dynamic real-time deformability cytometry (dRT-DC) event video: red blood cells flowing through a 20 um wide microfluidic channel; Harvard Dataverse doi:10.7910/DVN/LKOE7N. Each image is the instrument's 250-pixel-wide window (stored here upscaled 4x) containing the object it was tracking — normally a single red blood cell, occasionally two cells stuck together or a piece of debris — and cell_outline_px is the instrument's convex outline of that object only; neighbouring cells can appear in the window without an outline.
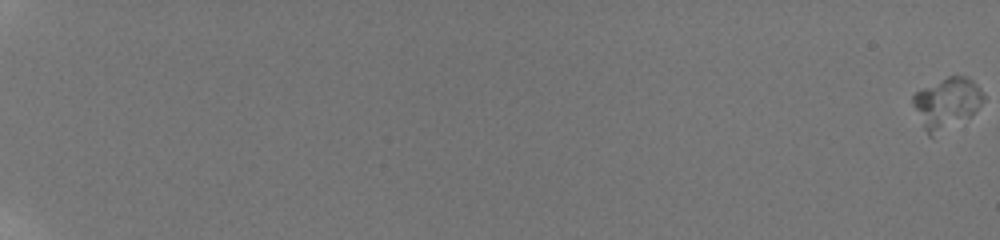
{"species": "human", "species_latin": "Homo sapiens", "temperature_condition": "room temperature", "stored_images_in_passage": 99, "camera_frame_rate_fps": 3000, "um_per_image_px": 0.085, "donor": {"sex": "male"}, "frame": {"image": 1, "passage_image": 1, "time_ms": 0.0, "image_size_px": [1000, 240], "cell_outline_px": [[984, 100], [968, 116], [932, 136], [928, 136], [912, 104], [912, 96], [916, 92], [948, 76], [964, 76], [972, 80], [980, 88], [984, 96]], "centroid_in_image_um": [80.45, 8.73], "position_along_channel_um": 4.6, "area_um2": 20.11}}
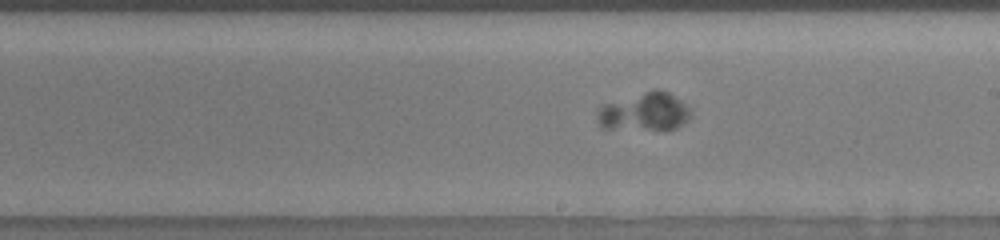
{"frame": {"image": 2, "passage_image": 74, "time_ms": 13.667, "image_size_px": [1000, 240], "cell_outline_px": [[688, 120], [676, 128], [600, 128], [596, 120], [596, 112], [600, 104], [656, 88], [668, 92], [680, 100], [688, 108]], "centroid_in_image_um": [54.68, 9.47], "position_along_channel_um": 234.3, "area_um2": 20.52}}
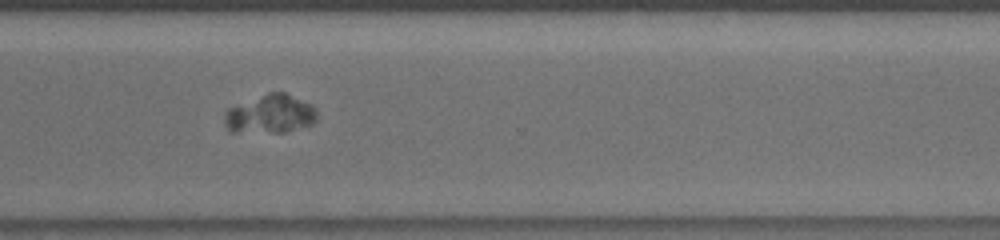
{"frame": {"image": 3, "passage_image": 88, "time_ms": 16.667, "image_size_px": [1000, 240], "cell_outline_px": [[316, 120], [312, 124], [284, 132], [232, 132], [224, 124], [224, 112], [228, 108], [268, 92], [284, 92], [312, 104], [316, 112]], "centroid_in_image_um": [22.95, 9.69], "position_along_channel_um": 347.7, "area_um2": 20.75}}